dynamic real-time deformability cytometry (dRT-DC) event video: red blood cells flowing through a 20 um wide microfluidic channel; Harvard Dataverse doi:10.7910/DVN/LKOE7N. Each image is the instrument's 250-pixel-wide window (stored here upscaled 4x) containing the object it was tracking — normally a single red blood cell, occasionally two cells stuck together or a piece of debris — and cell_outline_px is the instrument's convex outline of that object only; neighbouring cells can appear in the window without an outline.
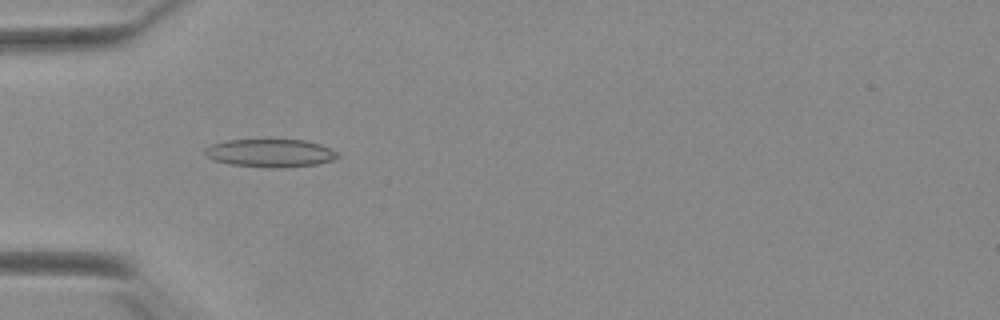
{"species": "Egyptian fruit bat (a non-hibernating species)", "species_latin": "Rousettus aegyptiacus", "temperature_condition": "warm", "stored_images_in_passage": 49, "camera_frame_rate_fps": 3000, "um_per_image_px": 0.085, "animal": {"sex": "female"}, "frame": {"image": 1, "passage_image": 13, "time_ms": 4.0, "image_size_px": [1000, 320], "cell_outline_px": [[340, 156], [336, 160], [320, 164], [280, 168], [272, 168], [232, 164], [212, 160], [204, 152], [204, 148], [212, 144], [228, 140], [304, 140], [320, 144], [336, 152]], "centroid_in_image_um": [23.01, 13.02], "position_along_channel_um": 62.0, "area_um2": 21.68}}
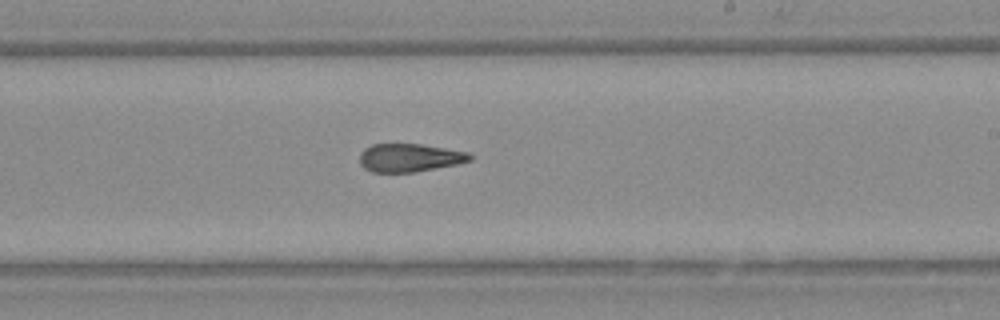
{"frame": {"image": 2, "passage_image": 28, "time_ms": 9.0, "image_size_px": [1000, 320], "cell_outline_px": [[472, 160], [456, 164], [412, 172], [372, 172], [364, 168], [360, 164], [360, 152], [364, 148], [372, 144], [420, 144], [468, 152], [472, 156]], "centroid_in_image_um": [34.78, 13.4], "position_along_channel_um": 254.2, "area_um2": 17.98}}
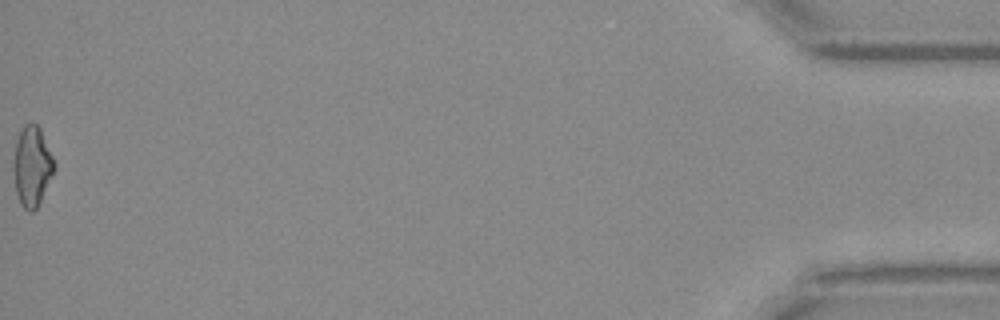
{"frame": {"image": 3, "passage_image": 49, "time_ms": 16.0, "image_size_px": [1000, 320], "cell_outline_px": [[56, 164], [40, 200], [36, 208], [32, 212], [24, 208], [16, 192], [16, 140], [24, 124], [32, 120], [40, 128]], "centroid_in_image_um": [2.76, 14.06], "position_along_channel_um": 432.4, "area_um2": 17.98}, "authors_computed_cell_mechanics": {"area_um2": 19.1896, "velocity_mm_per_s": 3.9224, "shape_relaxation_time_tau1_ms": null, "shape_relaxation_time_tau2_ms": 1.2803, "deformation_change_tau1": null, "deformation_change_tau2": 0.1015}}